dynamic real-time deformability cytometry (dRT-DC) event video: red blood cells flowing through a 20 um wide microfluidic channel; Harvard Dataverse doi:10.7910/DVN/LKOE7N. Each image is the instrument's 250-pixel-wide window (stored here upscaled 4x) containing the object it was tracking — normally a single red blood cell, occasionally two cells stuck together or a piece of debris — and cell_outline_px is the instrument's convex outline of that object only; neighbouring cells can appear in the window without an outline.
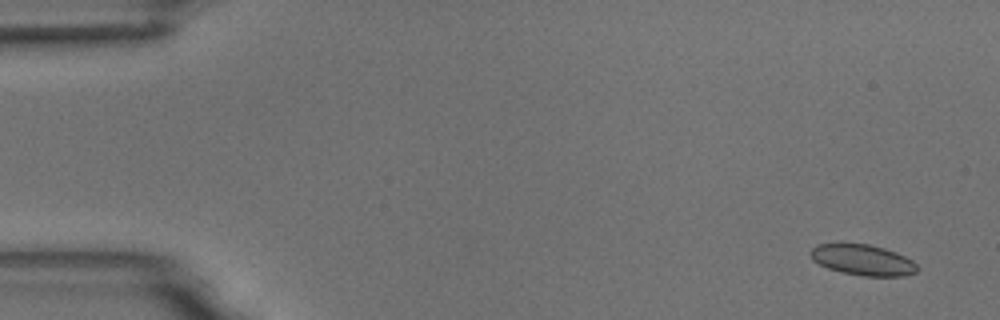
{"species": "common noctule bat (a hibernating species)", "species_latin": "Nyctalus noctula", "temperature_condition": "room temperature", "stored_images_in_passage": 6, "segment_of_instrument_passage": [1, 2], "camera_frame_rate_fps": 3000, "um_per_image_px": 0.085, "animal": {"sex": "male", "body_mass_g": 18.8}, "frame": {"image": 1, "passage_image": 1, "time_ms": 0.0, "image_size_px": [1000, 320], "cell_outline_px": [[920, 268], [916, 272], [904, 276], [864, 276], [840, 272], [828, 268], [812, 260], [808, 252], [816, 244], [840, 240], [868, 244], [884, 248], [896, 252], [912, 260]], "centroid_in_image_um": [73.26, 22.04], "position_along_channel_um": 11.7, "area_um2": 19.94}}